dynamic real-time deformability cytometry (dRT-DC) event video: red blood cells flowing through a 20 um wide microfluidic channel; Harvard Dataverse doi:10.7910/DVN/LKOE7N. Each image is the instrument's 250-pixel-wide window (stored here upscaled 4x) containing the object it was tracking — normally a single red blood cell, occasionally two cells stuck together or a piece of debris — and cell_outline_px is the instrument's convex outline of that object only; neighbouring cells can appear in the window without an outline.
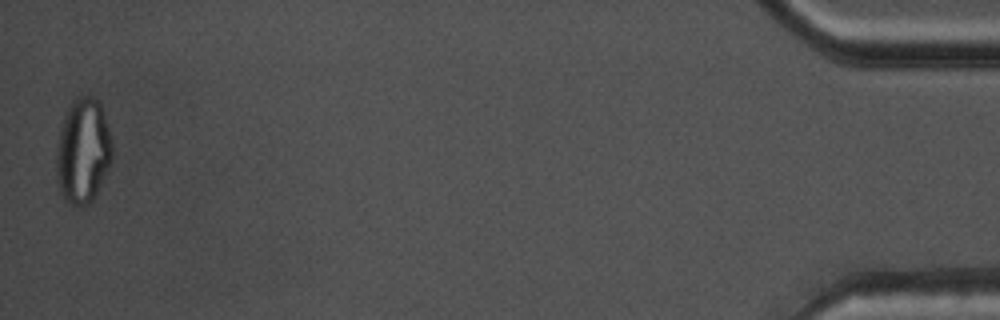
{"species": "common noctule bat (a hibernating species)", "species_latin": "Nyctalus noctula", "temperature_condition": "warm", "stored_images_in_passage": 52, "camera_frame_rate_fps": 3000, "um_per_image_px": 0.085, "animal": {"sex": "male", "body_mass_g": 17.5, "forearm_length_mm": 52.3}, "frame": {"image": 1, "passage_image": 52, "time_ms": 17.0, "image_size_px": [1000, 320], "cell_outline_px": [[112, 160], [92, 200], [88, 204], [80, 208], [64, 200], [60, 188], [56, 172], [56, 152], [60, 128], [76, 96], [92, 96], [100, 104], [108, 128], [112, 144]], "centroid_in_image_um": [7.05, 12.86], "position_along_channel_um": 428.2, "area_um2": 33.64}, "authors_computed_cell_mechanics": {"area_um2": 27.9463, "velocity_mm_per_s": 3.8081, "shape_relaxation_time_tau1_ms": null, "shape_relaxation_time_tau2_ms": 1.626, "deformation_change_tau1": null, "deformation_change_tau2": 0.0897}}